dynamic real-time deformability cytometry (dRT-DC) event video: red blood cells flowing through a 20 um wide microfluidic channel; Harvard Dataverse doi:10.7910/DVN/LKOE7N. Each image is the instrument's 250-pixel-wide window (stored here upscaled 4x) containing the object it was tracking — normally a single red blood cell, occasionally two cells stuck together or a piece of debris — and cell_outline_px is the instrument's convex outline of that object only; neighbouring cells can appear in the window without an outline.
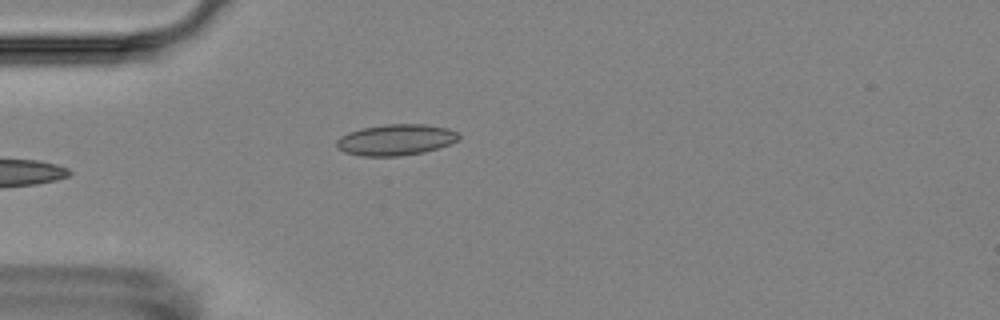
{"species": "Egyptian fruit bat (a non-hibernating species)", "species_latin": "Rousettus aegyptiacus", "temperature_condition": "room temperature", "stored_images_in_passage": 6, "camera_frame_rate_fps": 3000, "um_per_image_px": 0.085, "animal": {"sex": "female"}, "frame": {"image": 1, "passage_image": 5, "time_ms": 5.667, "image_size_px": [1000, 320], "cell_outline_px": [[460, 136], [456, 140], [448, 144], [424, 152], [400, 156], [360, 156], [344, 152], [336, 148], [336, 140], [340, 136], [348, 132], [360, 128], [384, 124], [424, 124], [448, 128], [456, 132]], "centroid_in_image_um": [33.57, 11.88], "position_along_channel_um": 51.4, "area_um2": 22.2}}